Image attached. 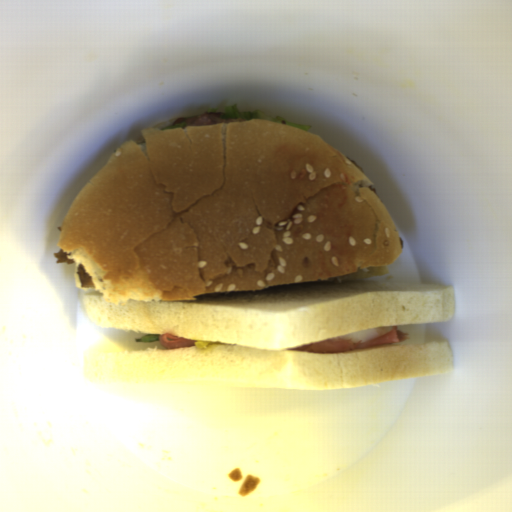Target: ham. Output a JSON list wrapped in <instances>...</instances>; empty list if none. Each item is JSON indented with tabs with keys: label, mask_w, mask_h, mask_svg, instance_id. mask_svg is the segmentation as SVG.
<instances>
[{
	"label": "ham",
	"mask_w": 512,
	"mask_h": 512,
	"mask_svg": "<svg viewBox=\"0 0 512 512\" xmlns=\"http://www.w3.org/2000/svg\"><path fill=\"white\" fill-rule=\"evenodd\" d=\"M408 335L409 334H407L406 332H403L400 329L394 327L391 332L365 342H351L340 339H331L322 342L302 345L288 350H306L330 355L340 354L352 350L385 347L388 345H392L393 343L399 340L407 339Z\"/></svg>",
	"instance_id": "obj_1"
},
{
	"label": "ham",
	"mask_w": 512,
	"mask_h": 512,
	"mask_svg": "<svg viewBox=\"0 0 512 512\" xmlns=\"http://www.w3.org/2000/svg\"><path fill=\"white\" fill-rule=\"evenodd\" d=\"M159 341L167 349H174L184 346H194L196 340L179 337L175 334L164 333L159 335Z\"/></svg>",
	"instance_id": "obj_2"
}]
</instances>
